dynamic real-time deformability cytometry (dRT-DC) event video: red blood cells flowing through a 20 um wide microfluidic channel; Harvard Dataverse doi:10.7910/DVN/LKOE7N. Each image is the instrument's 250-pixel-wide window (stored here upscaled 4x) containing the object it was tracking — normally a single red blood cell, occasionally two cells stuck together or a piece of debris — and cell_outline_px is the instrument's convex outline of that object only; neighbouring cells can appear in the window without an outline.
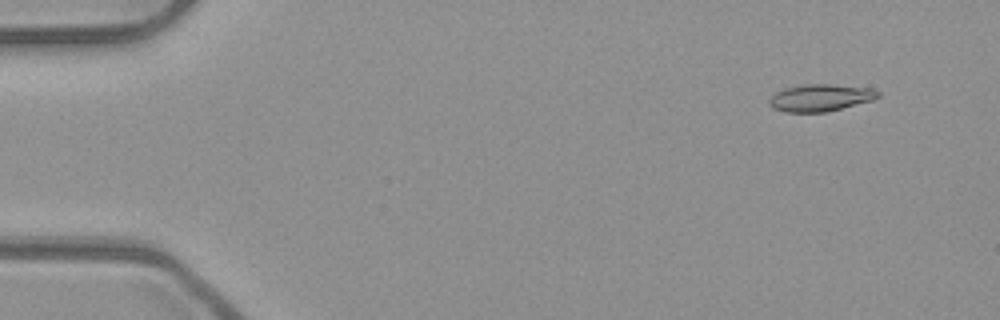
{"species": "common noctule bat (a hibernating species)", "species_latin": "Nyctalus noctula", "temperature_condition": "room temperature", "stored_images_in_passage": 49, "camera_frame_rate_fps": 3000, "um_per_image_px": 0.085, "animal": {"sex": "male", "body_mass_g": 23.1, "forearm_length_mm": 52.7}, "frame": {"image": 1, "passage_image": 1, "time_ms": 0.0, "image_size_px": [1000, 320], "cell_outline_px": [[880, 96], [872, 100], [824, 112], [784, 112], [772, 108], [768, 104], [768, 100], [776, 92], [784, 88], [804, 84], [832, 84], [872, 88], [880, 92]], "centroid_in_image_um": [69.7, 8.3], "position_along_channel_um": 15.3, "area_um2": 17.17}}
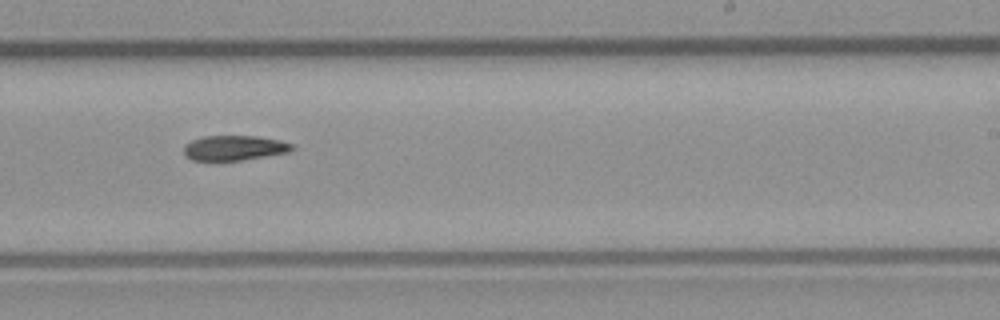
{"frame": {"image": 2, "passage_image": 29, "time_ms": 9.333, "image_size_px": [1000, 320], "cell_outline_px": [[292, 148], [288, 152], [240, 160], [192, 160], [184, 152], [184, 148], [192, 140], [204, 136], [256, 136], [280, 140], [292, 144]], "centroid_in_image_um": [19.92, 12.56], "position_along_channel_um": 269.1, "area_um2": 15.32}}
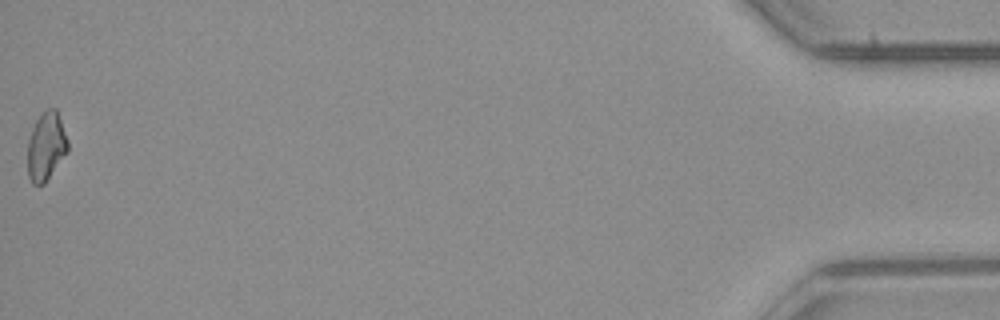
{"frame": {"image": 3, "passage_image": 49, "time_ms": 16.0, "image_size_px": [1000, 320], "cell_outline_px": [[68, 152], [44, 184], [32, 184], [28, 176], [28, 140], [32, 128], [36, 120], [48, 108], [56, 108], [68, 140]], "centroid_in_image_um": [3.93, 12.45], "position_along_channel_um": 431.3, "area_um2": 15.95}, "authors_computed_cell_mechanics": {"area_um2": 16.2996, "velocity_mm_per_s": 3.9661, "shape_relaxation_time_tau1_ms": 8.8767, "shape_relaxation_time_tau2_ms": null, "deformation_change_tau1": 0.1632, "deformation_change_tau2": null}}